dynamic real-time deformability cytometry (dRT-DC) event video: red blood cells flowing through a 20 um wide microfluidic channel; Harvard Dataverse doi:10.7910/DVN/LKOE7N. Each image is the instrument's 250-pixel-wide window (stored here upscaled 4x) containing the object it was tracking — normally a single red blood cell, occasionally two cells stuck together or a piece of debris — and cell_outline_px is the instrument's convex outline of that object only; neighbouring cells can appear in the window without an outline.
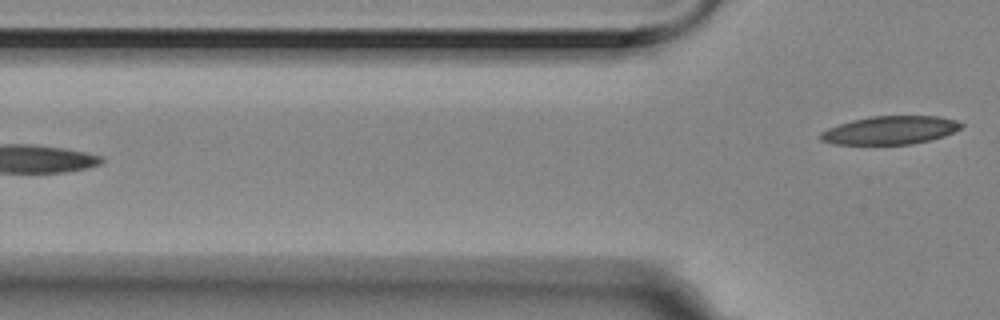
{"species": "Egyptian fruit bat (a non-hibernating species)", "species_latin": "Rousettus aegyptiacus", "temperature_condition": "room temperature", "stored_images_in_passage": 3, "camera_frame_rate_fps": 3000, "um_per_image_px": 0.085, "animal": {"sex": "female"}, "frame": {"image": 1, "passage_image": 3, "time_ms": 0.667, "image_size_px": [1000, 320], "cell_outline_px": [[964, 124], [960, 128], [944, 136], [912, 144], [832, 144], [820, 140], [820, 132], [828, 128], [852, 120], [872, 116], [936, 116], [956, 120]], "centroid_in_image_um": [75.64, 11.07], "position_along_channel_um": 50.2, "area_um2": 23.0}}